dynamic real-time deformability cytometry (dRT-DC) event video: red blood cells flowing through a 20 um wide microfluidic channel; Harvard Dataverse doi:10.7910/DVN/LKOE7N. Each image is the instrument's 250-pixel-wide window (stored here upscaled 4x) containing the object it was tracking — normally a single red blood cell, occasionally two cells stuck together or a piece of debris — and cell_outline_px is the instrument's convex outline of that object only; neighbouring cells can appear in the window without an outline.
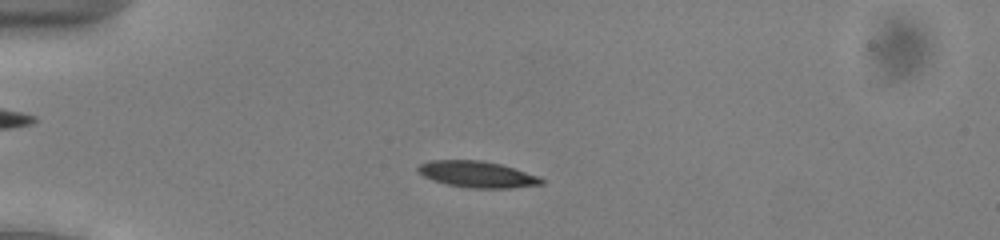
{"species": "common noctule bat (a hibernating species)", "species_latin": "Nyctalus noctula", "temperature_condition": "cold", "stored_images_in_passage": 49, "camera_frame_rate_fps": 3000, "um_per_image_px": 0.085, "animal": {"sex": "male", "body_mass_g": 13.0, "forearm_length_mm": 53.1}, "frame": {"image": 1, "passage_image": 10, "time_ms": 3.0, "image_size_px": [1000, 240], "cell_outline_px": [[544, 184], [508, 188], [468, 188], [448, 184], [432, 180], [424, 176], [416, 168], [420, 164], [428, 160], [480, 160], [500, 164], [540, 176], [544, 180]], "centroid_in_image_um": [40.57, 14.81], "position_along_channel_um": 44.4, "area_um2": 18.9}}
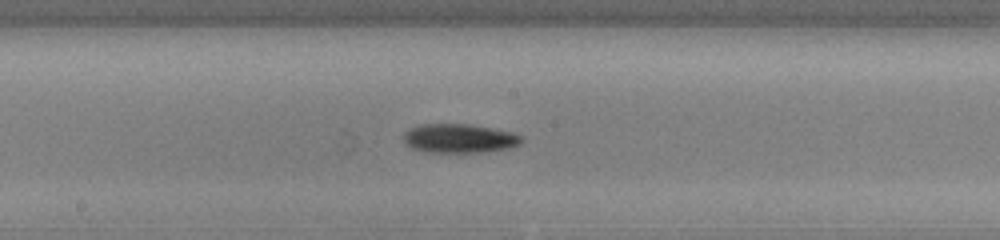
{"frame": {"image": 2, "passage_image": 25, "time_ms": 8.0, "image_size_px": [1000, 240], "cell_outline_px": [[524, 140], [520, 144], [508, 148], [484, 152], [428, 152], [412, 148], [404, 144], [404, 132], [420, 124], [468, 124], [492, 128], [512, 132], [524, 136]], "centroid_in_image_um": [39.07, 11.76], "position_along_channel_um": 209.1, "area_um2": 20.0}}
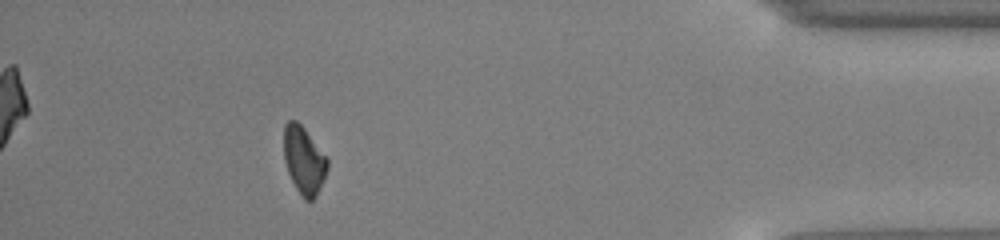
{"frame": {"image": 3, "passage_image": 44, "time_ms": 14.333, "image_size_px": [1000, 240], "cell_outline_px": [[328, 168], [320, 188], [316, 196], [312, 200], [304, 200], [300, 196], [288, 172], [284, 160], [284, 124], [288, 120], [296, 120], [304, 128], [328, 160]], "centroid_in_image_um": [25.82, 13.63], "position_along_channel_um": 409.4, "area_um2": 16.99}, "authors_computed_cell_mechanics": {"area_um2": 18.5538, "velocity_mm_per_s": 3.9072, "shape_relaxation_time_tau1_ms": 2.8709, "shape_relaxation_time_tau2_ms": null, "deformation_change_tau1": 0.1058, "deformation_change_tau2": null}}